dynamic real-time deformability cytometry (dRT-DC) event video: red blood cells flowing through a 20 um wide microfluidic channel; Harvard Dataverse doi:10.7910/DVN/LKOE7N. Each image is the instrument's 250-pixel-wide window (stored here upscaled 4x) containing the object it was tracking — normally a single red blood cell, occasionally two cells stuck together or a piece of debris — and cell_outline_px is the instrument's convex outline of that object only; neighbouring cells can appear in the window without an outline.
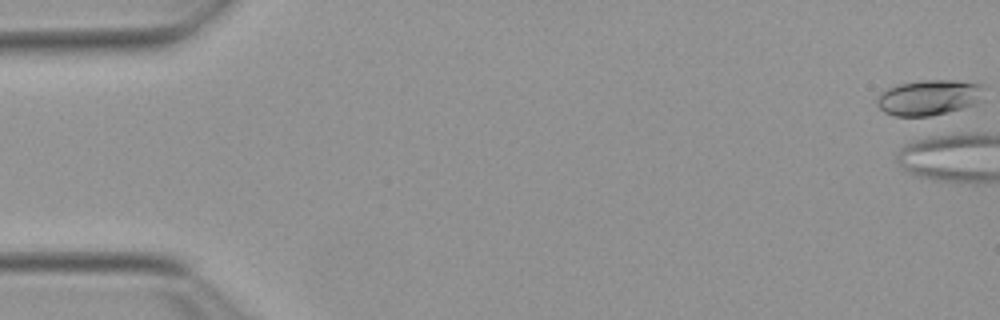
{"species": "Egyptian fruit bat (a non-hibernating species)", "species_latin": "Rousettus aegyptiacus", "temperature_condition": "warm", "stored_images_in_passage": 4, "camera_frame_rate_fps": 3000, "um_per_image_px": 0.085, "animal": {"sex": "female"}, "frame": {"image": 1, "passage_image": 1, "time_ms": 0.0, "image_size_px": [1000, 320], "cell_outline_px": [[984, 100], [976, 104], [964, 108], [932, 116], [892, 116], [884, 112], [876, 104], [876, 100], [880, 92], [888, 88], [900, 84], [920, 80], [952, 80], [984, 84]], "centroid_in_image_um": [79.0, 8.29], "position_along_channel_um": 6.0, "area_um2": 22.6}}